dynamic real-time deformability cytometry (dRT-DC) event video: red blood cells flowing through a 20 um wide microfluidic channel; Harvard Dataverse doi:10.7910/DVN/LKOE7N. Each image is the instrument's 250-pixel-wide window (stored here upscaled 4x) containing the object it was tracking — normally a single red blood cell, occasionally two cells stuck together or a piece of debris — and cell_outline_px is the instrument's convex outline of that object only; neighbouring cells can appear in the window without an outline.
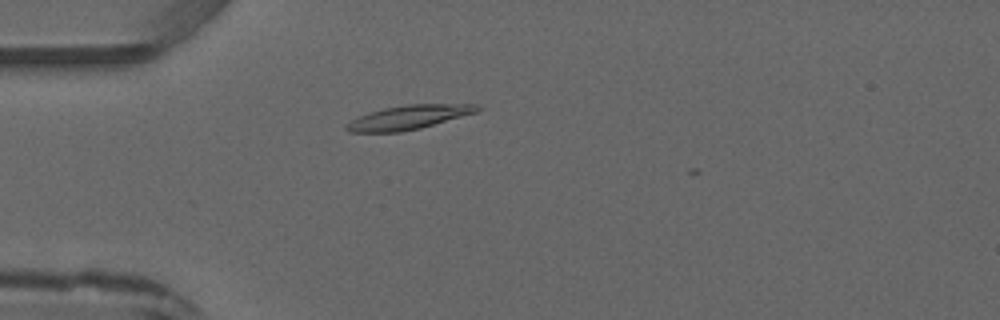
{"species": "common noctule bat (a hibernating species)", "species_latin": "Nyctalus noctula", "temperature_condition": "warm", "stored_images_in_passage": 1, "camera_frame_rate_fps": 3000, "um_per_image_px": 0.085, "animal": {"sex": "male", "forearm_length_mm": 52.5}, "frame": {"image": 1, "passage_image": 1, "time_ms": 0.0, "image_size_px": [1000, 320], "cell_outline_px": [[480, 108], [476, 112], [420, 128], [400, 132], [348, 132], [344, 128], [344, 124], [368, 112], [384, 108], [408, 104], [480, 104]], "centroid_in_image_um": [34.69, 9.97], "position_along_channel_um": 50.3, "area_um2": 18.21}}